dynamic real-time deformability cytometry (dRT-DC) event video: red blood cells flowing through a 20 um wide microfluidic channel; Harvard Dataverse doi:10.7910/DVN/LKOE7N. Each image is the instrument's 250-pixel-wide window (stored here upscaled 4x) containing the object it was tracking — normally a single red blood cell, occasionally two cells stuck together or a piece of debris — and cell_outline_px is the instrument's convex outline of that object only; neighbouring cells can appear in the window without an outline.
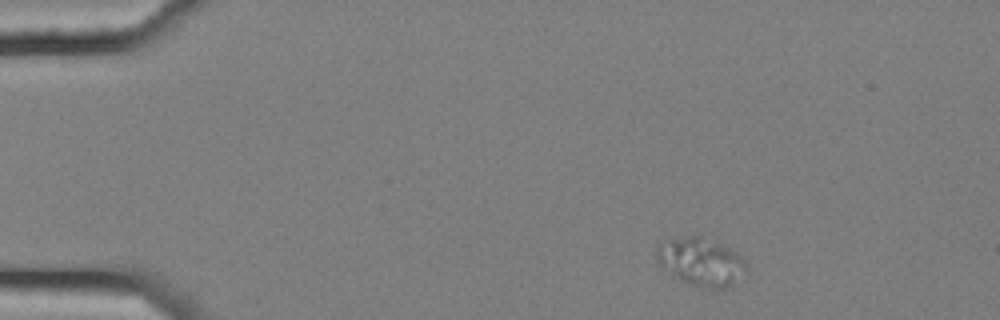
{"species": "common noctule bat (a hibernating species)", "species_latin": "Nyctalus noctula", "temperature_condition": "cold", "stored_images_in_passage": 6, "camera_frame_rate_fps": 3000, "um_per_image_px": 0.085, "animal": {"sex": "female", "body_mass_g": 25.1}, "frame": {"image": 1, "passage_image": 1, "time_ms": 0.0, "image_size_px": [1000, 320], "cell_outline_px": [[744, 268], [732, 284], [724, 288], [708, 288], [692, 284], [672, 276], [656, 260], [656, 248], [660, 244], [668, 240], [688, 236], [700, 236], [720, 244], [736, 252], [744, 260]], "centroid_in_image_um": [59.51, 22.24], "position_along_channel_um": 25.5, "area_um2": 24.16}}
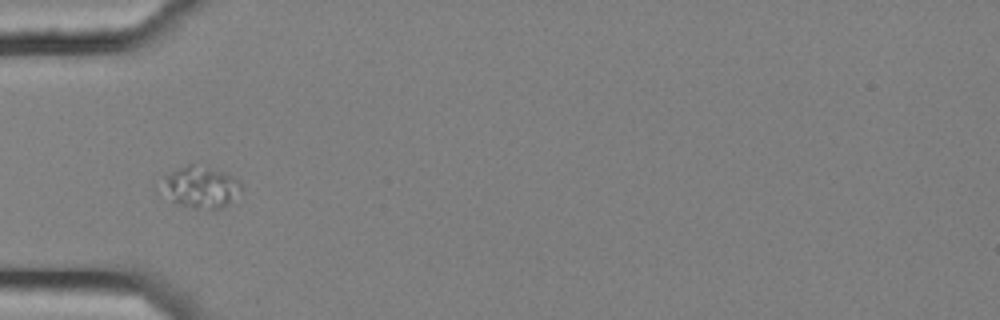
{"frame": {"image": 2, "passage_image": 4, "time_ms": 1.0, "image_size_px": [1000, 320], "cell_outline_px": [[244, 188], [228, 204], [220, 208], [212, 208], [180, 204], [172, 200], [156, 188], [152, 184], [172, 172], [188, 164], [192, 164], [208, 168], [232, 176], [240, 180]], "centroid_in_image_um": [16.97, 15.88], "position_along_channel_um": 68.0, "area_um2": 19.19}}